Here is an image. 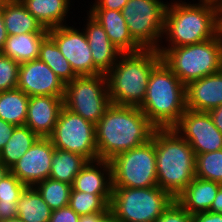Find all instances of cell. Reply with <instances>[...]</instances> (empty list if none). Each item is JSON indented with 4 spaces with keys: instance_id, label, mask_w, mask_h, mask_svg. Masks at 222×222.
<instances>
[{
    "instance_id": "cell-21",
    "label": "cell",
    "mask_w": 222,
    "mask_h": 222,
    "mask_svg": "<svg viewBox=\"0 0 222 222\" xmlns=\"http://www.w3.org/2000/svg\"><path fill=\"white\" fill-rule=\"evenodd\" d=\"M221 184L195 177L175 198L191 215L210 210Z\"/></svg>"
},
{
    "instance_id": "cell-6",
    "label": "cell",
    "mask_w": 222,
    "mask_h": 222,
    "mask_svg": "<svg viewBox=\"0 0 222 222\" xmlns=\"http://www.w3.org/2000/svg\"><path fill=\"white\" fill-rule=\"evenodd\" d=\"M164 64L187 86L222 70V32L207 41L173 48H158Z\"/></svg>"
},
{
    "instance_id": "cell-9",
    "label": "cell",
    "mask_w": 222,
    "mask_h": 222,
    "mask_svg": "<svg viewBox=\"0 0 222 222\" xmlns=\"http://www.w3.org/2000/svg\"><path fill=\"white\" fill-rule=\"evenodd\" d=\"M168 1L129 0L121 10L132 39L143 50H158Z\"/></svg>"
},
{
    "instance_id": "cell-48",
    "label": "cell",
    "mask_w": 222,
    "mask_h": 222,
    "mask_svg": "<svg viewBox=\"0 0 222 222\" xmlns=\"http://www.w3.org/2000/svg\"><path fill=\"white\" fill-rule=\"evenodd\" d=\"M221 32H222V8H221Z\"/></svg>"
},
{
    "instance_id": "cell-30",
    "label": "cell",
    "mask_w": 222,
    "mask_h": 222,
    "mask_svg": "<svg viewBox=\"0 0 222 222\" xmlns=\"http://www.w3.org/2000/svg\"><path fill=\"white\" fill-rule=\"evenodd\" d=\"M112 194H91L71 190L68 206L79 216L90 215L109 210Z\"/></svg>"
},
{
    "instance_id": "cell-12",
    "label": "cell",
    "mask_w": 222,
    "mask_h": 222,
    "mask_svg": "<svg viewBox=\"0 0 222 222\" xmlns=\"http://www.w3.org/2000/svg\"><path fill=\"white\" fill-rule=\"evenodd\" d=\"M172 128L190 144L195 156L222 149V133L208 112L186 109Z\"/></svg>"
},
{
    "instance_id": "cell-44",
    "label": "cell",
    "mask_w": 222,
    "mask_h": 222,
    "mask_svg": "<svg viewBox=\"0 0 222 222\" xmlns=\"http://www.w3.org/2000/svg\"><path fill=\"white\" fill-rule=\"evenodd\" d=\"M8 34L4 25V19L2 14V9L0 8V52L3 49L5 42L7 40Z\"/></svg>"
},
{
    "instance_id": "cell-37",
    "label": "cell",
    "mask_w": 222,
    "mask_h": 222,
    "mask_svg": "<svg viewBox=\"0 0 222 222\" xmlns=\"http://www.w3.org/2000/svg\"><path fill=\"white\" fill-rule=\"evenodd\" d=\"M129 0H94L89 10H117L121 11Z\"/></svg>"
},
{
    "instance_id": "cell-7",
    "label": "cell",
    "mask_w": 222,
    "mask_h": 222,
    "mask_svg": "<svg viewBox=\"0 0 222 222\" xmlns=\"http://www.w3.org/2000/svg\"><path fill=\"white\" fill-rule=\"evenodd\" d=\"M174 198L159 186L113 187L109 210L119 222H154Z\"/></svg>"
},
{
    "instance_id": "cell-17",
    "label": "cell",
    "mask_w": 222,
    "mask_h": 222,
    "mask_svg": "<svg viewBox=\"0 0 222 222\" xmlns=\"http://www.w3.org/2000/svg\"><path fill=\"white\" fill-rule=\"evenodd\" d=\"M82 29L91 49L94 66L102 73L107 74L115 65L122 53L109 40L104 28L88 13L84 16Z\"/></svg>"
},
{
    "instance_id": "cell-25",
    "label": "cell",
    "mask_w": 222,
    "mask_h": 222,
    "mask_svg": "<svg viewBox=\"0 0 222 222\" xmlns=\"http://www.w3.org/2000/svg\"><path fill=\"white\" fill-rule=\"evenodd\" d=\"M52 209L33 187H26L17 201V216L24 222H49Z\"/></svg>"
},
{
    "instance_id": "cell-39",
    "label": "cell",
    "mask_w": 222,
    "mask_h": 222,
    "mask_svg": "<svg viewBox=\"0 0 222 222\" xmlns=\"http://www.w3.org/2000/svg\"><path fill=\"white\" fill-rule=\"evenodd\" d=\"M16 125L6 122L0 118V151L7 144Z\"/></svg>"
},
{
    "instance_id": "cell-38",
    "label": "cell",
    "mask_w": 222,
    "mask_h": 222,
    "mask_svg": "<svg viewBox=\"0 0 222 222\" xmlns=\"http://www.w3.org/2000/svg\"><path fill=\"white\" fill-rule=\"evenodd\" d=\"M79 222H119V220L110 210H107L106 212L80 216Z\"/></svg>"
},
{
    "instance_id": "cell-19",
    "label": "cell",
    "mask_w": 222,
    "mask_h": 222,
    "mask_svg": "<svg viewBox=\"0 0 222 222\" xmlns=\"http://www.w3.org/2000/svg\"><path fill=\"white\" fill-rule=\"evenodd\" d=\"M86 13L104 28L109 40L122 54L136 53L143 50L132 39L121 11L89 10Z\"/></svg>"
},
{
    "instance_id": "cell-27",
    "label": "cell",
    "mask_w": 222,
    "mask_h": 222,
    "mask_svg": "<svg viewBox=\"0 0 222 222\" xmlns=\"http://www.w3.org/2000/svg\"><path fill=\"white\" fill-rule=\"evenodd\" d=\"M29 96L15 88L0 92V118L16 126L25 125Z\"/></svg>"
},
{
    "instance_id": "cell-29",
    "label": "cell",
    "mask_w": 222,
    "mask_h": 222,
    "mask_svg": "<svg viewBox=\"0 0 222 222\" xmlns=\"http://www.w3.org/2000/svg\"><path fill=\"white\" fill-rule=\"evenodd\" d=\"M38 59L46 63L65 85L78 76L49 35L41 43Z\"/></svg>"
},
{
    "instance_id": "cell-23",
    "label": "cell",
    "mask_w": 222,
    "mask_h": 222,
    "mask_svg": "<svg viewBox=\"0 0 222 222\" xmlns=\"http://www.w3.org/2000/svg\"><path fill=\"white\" fill-rule=\"evenodd\" d=\"M0 8L8 35L48 33L20 0H0Z\"/></svg>"
},
{
    "instance_id": "cell-20",
    "label": "cell",
    "mask_w": 222,
    "mask_h": 222,
    "mask_svg": "<svg viewBox=\"0 0 222 222\" xmlns=\"http://www.w3.org/2000/svg\"><path fill=\"white\" fill-rule=\"evenodd\" d=\"M72 189L91 194H112V168L109 160L88 161L74 178Z\"/></svg>"
},
{
    "instance_id": "cell-2",
    "label": "cell",
    "mask_w": 222,
    "mask_h": 222,
    "mask_svg": "<svg viewBox=\"0 0 222 222\" xmlns=\"http://www.w3.org/2000/svg\"><path fill=\"white\" fill-rule=\"evenodd\" d=\"M155 129L139 107L111 104L95 125L98 159L111 160L147 143Z\"/></svg>"
},
{
    "instance_id": "cell-45",
    "label": "cell",
    "mask_w": 222,
    "mask_h": 222,
    "mask_svg": "<svg viewBox=\"0 0 222 222\" xmlns=\"http://www.w3.org/2000/svg\"><path fill=\"white\" fill-rule=\"evenodd\" d=\"M9 172L10 169L6 167L3 162L0 161V180H2Z\"/></svg>"
},
{
    "instance_id": "cell-41",
    "label": "cell",
    "mask_w": 222,
    "mask_h": 222,
    "mask_svg": "<svg viewBox=\"0 0 222 222\" xmlns=\"http://www.w3.org/2000/svg\"><path fill=\"white\" fill-rule=\"evenodd\" d=\"M17 216V204H6L0 201V222Z\"/></svg>"
},
{
    "instance_id": "cell-26",
    "label": "cell",
    "mask_w": 222,
    "mask_h": 222,
    "mask_svg": "<svg viewBox=\"0 0 222 222\" xmlns=\"http://www.w3.org/2000/svg\"><path fill=\"white\" fill-rule=\"evenodd\" d=\"M87 162L80 154L55 148L49 178L72 185Z\"/></svg>"
},
{
    "instance_id": "cell-35",
    "label": "cell",
    "mask_w": 222,
    "mask_h": 222,
    "mask_svg": "<svg viewBox=\"0 0 222 222\" xmlns=\"http://www.w3.org/2000/svg\"><path fill=\"white\" fill-rule=\"evenodd\" d=\"M154 222H192V215L174 199Z\"/></svg>"
},
{
    "instance_id": "cell-14",
    "label": "cell",
    "mask_w": 222,
    "mask_h": 222,
    "mask_svg": "<svg viewBox=\"0 0 222 222\" xmlns=\"http://www.w3.org/2000/svg\"><path fill=\"white\" fill-rule=\"evenodd\" d=\"M54 151L55 147L49 137H39L10 168V172L26 186H34L49 178Z\"/></svg>"
},
{
    "instance_id": "cell-3",
    "label": "cell",
    "mask_w": 222,
    "mask_h": 222,
    "mask_svg": "<svg viewBox=\"0 0 222 222\" xmlns=\"http://www.w3.org/2000/svg\"><path fill=\"white\" fill-rule=\"evenodd\" d=\"M157 184L174 199L195 178L196 156L173 128L155 129Z\"/></svg>"
},
{
    "instance_id": "cell-22",
    "label": "cell",
    "mask_w": 222,
    "mask_h": 222,
    "mask_svg": "<svg viewBox=\"0 0 222 222\" xmlns=\"http://www.w3.org/2000/svg\"><path fill=\"white\" fill-rule=\"evenodd\" d=\"M20 1L28 12L47 30L69 24L66 19L70 16L68 14L73 13L70 11L72 9L71 4L74 6L72 0Z\"/></svg>"
},
{
    "instance_id": "cell-4",
    "label": "cell",
    "mask_w": 222,
    "mask_h": 222,
    "mask_svg": "<svg viewBox=\"0 0 222 222\" xmlns=\"http://www.w3.org/2000/svg\"><path fill=\"white\" fill-rule=\"evenodd\" d=\"M162 61L157 50L122 54L106 74L112 104L140 107L152 70Z\"/></svg>"
},
{
    "instance_id": "cell-8",
    "label": "cell",
    "mask_w": 222,
    "mask_h": 222,
    "mask_svg": "<svg viewBox=\"0 0 222 222\" xmlns=\"http://www.w3.org/2000/svg\"><path fill=\"white\" fill-rule=\"evenodd\" d=\"M110 161L112 187L149 188L158 186L155 131L145 144L121 152Z\"/></svg>"
},
{
    "instance_id": "cell-1",
    "label": "cell",
    "mask_w": 222,
    "mask_h": 222,
    "mask_svg": "<svg viewBox=\"0 0 222 222\" xmlns=\"http://www.w3.org/2000/svg\"><path fill=\"white\" fill-rule=\"evenodd\" d=\"M220 32L219 6L206 0H198L195 3L188 0H171L166 7L164 31L159 48L201 43L216 37Z\"/></svg>"
},
{
    "instance_id": "cell-34",
    "label": "cell",
    "mask_w": 222,
    "mask_h": 222,
    "mask_svg": "<svg viewBox=\"0 0 222 222\" xmlns=\"http://www.w3.org/2000/svg\"><path fill=\"white\" fill-rule=\"evenodd\" d=\"M27 186L14 174L9 172L0 180V201L6 204H17L21 193Z\"/></svg>"
},
{
    "instance_id": "cell-18",
    "label": "cell",
    "mask_w": 222,
    "mask_h": 222,
    "mask_svg": "<svg viewBox=\"0 0 222 222\" xmlns=\"http://www.w3.org/2000/svg\"><path fill=\"white\" fill-rule=\"evenodd\" d=\"M222 104V70L186 86L187 109L209 112Z\"/></svg>"
},
{
    "instance_id": "cell-11",
    "label": "cell",
    "mask_w": 222,
    "mask_h": 222,
    "mask_svg": "<svg viewBox=\"0 0 222 222\" xmlns=\"http://www.w3.org/2000/svg\"><path fill=\"white\" fill-rule=\"evenodd\" d=\"M49 138L55 148L80 154L88 161L99 160L95 124L64 106Z\"/></svg>"
},
{
    "instance_id": "cell-28",
    "label": "cell",
    "mask_w": 222,
    "mask_h": 222,
    "mask_svg": "<svg viewBox=\"0 0 222 222\" xmlns=\"http://www.w3.org/2000/svg\"><path fill=\"white\" fill-rule=\"evenodd\" d=\"M38 138L26 125L16 126L9 141L0 151V161L10 169Z\"/></svg>"
},
{
    "instance_id": "cell-24",
    "label": "cell",
    "mask_w": 222,
    "mask_h": 222,
    "mask_svg": "<svg viewBox=\"0 0 222 222\" xmlns=\"http://www.w3.org/2000/svg\"><path fill=\"white\" fill-rule=\"evenodd\" d=\"M47 36L48 33L8 35L0 53L19 64L38 59L41 43Z\"/></svg>"
},
{
    "instance_id": "cell-47",
    "label": "cell",
    "mask_w": 222,
    "mask_h": 222,
    "mask_svg": "<svg viewBox=\"0 0 222 222\" xmlns=\"http://www.w3.org/2000/svg\"><path fill=\"white\" fill-rule=\"evenodd\" d=\"M222 8V0H206Z\"/></svg>"
},
{
    "instance_id": "cell-42",
    "label": "cell",
    "mask_w": 222,
    "mask_h": 222,
    "mask_svg": "<svg viewBox=\"0 0 222 222\" xmlns=\"http://www.w3.org/2000/svg\"><path fill=\"white\" fill-rule=\"evenodd\" d=\"M216 128L222 133V104L208 112Z\"/></svg>"
},
{
    "instance_id": "cell-13",
    "label": "cell",
    "mask_w": 222,
    "mask_h": 222,
    "mask_svg": "<svg viewBox=\"0 0 222 222\" xmlns=\"http://www.w3.org/2000/svg\"><path fill=\"white\" fill-rule=\"evenodd\" d=\"M62 25L48 30L63 56L78 76L102 74L93 63L91 49L83 29Z\"/></svg>"
},
{
    "instance_id": "cell-15",
    "label": "cell",
    "mask_w": 222,
    "mask_h": 222,
    "mask_svg": "<svg viewBox=\"0 0 222 222\" xmlns=\"http://www.w3.org/2000/svg\"><path fill=\"white\" fill-rule=\"evenodd\" d=\"M66 85L40 59L24 62L19 65L18 89L27 96L64 97Z\"/></svg>"
},
{
    "instance_id": "cell-10",
    "label": "cell",
    "mask_w": 222,
    "mask_h": 222,
    "mask_svg": "<svg viewBox=\"0 0 222 222\" xmlns=\"http://www.w3.org/2000/svg\"><path fill=\"white\" fill-rule=\"evenodd\" d=\"M111 104L105 74L77 76L66 84L64 107L95 125Z\"/></svg>"
},
{
    "instance_id": "cell-43",
    "label": "cell",
    "mask_w": 222,
    "mask_h": 222,
    "mask_svg": "<svg viewBox=\"0 0 222 222\" xmlns=\"http://www.w3.org/2000/svg\"><path fill=\"white\" fill-rule=\"evenodd\" d=\"M209 211L222 213V185L220 186Z\"/></svg>"
},
{
    "instance_id": "cell-36",
    "label": "cell",
    "mask_w": 222,
    "mask_h": 222,
    "mask_svg": "<svg viewBox=\"0 0 222 222\" xmlns=\"http://www.w3.org/2000/svg\"><path fill=\"white\" fill-rule=\"evenodd\" d=\"M80 216L69 206L52 210L49 222H79Z\"/></svg>"
},
{
    "instance_id": "cell-40",
    "label": "cell",
    "mask_w": 222,
    "mask_h": 222,
    "mask_svg": "<svg viewBox=\"0 0 222 222\" xmlns=\"http://www.w3.org/2000/svg\"><path fill=\"white\" fill-rule=\"evenodd\" d=\"M192 222H222V213L219 212H199L192 215Z\"/></svg>"
},
{
    "instance_id": "cell-32",
    "label": "cell",
    "mask_w": 222,
    "mask_h": 222,
    "mask_svg": "<svg viewBox=\"0 0 222 222\" xmlns=\"http://www.w3.org/2000/svg\"><path fill=\"white\" fill-rule=\"evenodd\" d=\"M195 177L222 185V149L196 155Z\"/></svg>"
},
{
    "instance_id": "cell-5",
    "label": "cell",
    "mask_w": 222,
    "mask_h": 222,
    "mask_svg": "<svg viewBox=\"0 0 222 222\" xmlns=\"http://www.w3.org/2000/svg\"><path fill=\"white\" fill-rule=\"evenodd\" d=\"M139 108L156 128H172L187 109L186 86L163 61L152 70Z\"/></svg>"
},
{
    "instance_id": "cell-33",
    "label": "cell",
    "mask_w": 222,
    "mask_h": 222,
    "mask_svg": "<svg viewBox=\"0 0 222 222\" xmlns=\"http://www.w3.org/2000/svg\"><path fill=\"white\" fill-rule=\"evenodd\" d=\"M19 63L0 53V92L18 86Z\"/></svg>"
},
{
    "instance_id": "cell-16",
    "label": "cell",
    "mask_w": 222,
    "mask_h": 222,
    "mask_svg": "<svg viewBox=\"0 0 222 222\" xmlns=\"http://www.w3.org/2000/svg\"><path fill=\"white\" fill-rule=\"evenodd\" d=\"M63 106V97L31 96L25 125L39 137H49L53 133Z\"/></svg>"
},
{
    "instance_id": "cell-46",
    "label": "cell",
    "mask_w": 222,
    "mask_h": 222,
    "mask_svg": "<svg viewBox=\"0 0 222 222\" xmlns=\"http://www.w3.org/2000/svg\"><path fill=\"white\" fill-rule=\"evenodd\" d=\"M1 222H24L23 220H21L18 216L14 217V218H10L8 220H4Z\"/></svg>"
},
{
    "instance_id": "cell-31",
    "label": "cell",
    "mask_w": 222,
    "mask_h": 222,
    "mask_svg": "<svg viewBox=\"0 0 222 222\" xmlns=\"http://www.w3.org/2000/svg\"><path fill=\"white\" fill-rule=\"evenodd\" d=\"M52 210L68 206L72 185L47 178L33 186Z\"/></svg>"
}]
</instances>
